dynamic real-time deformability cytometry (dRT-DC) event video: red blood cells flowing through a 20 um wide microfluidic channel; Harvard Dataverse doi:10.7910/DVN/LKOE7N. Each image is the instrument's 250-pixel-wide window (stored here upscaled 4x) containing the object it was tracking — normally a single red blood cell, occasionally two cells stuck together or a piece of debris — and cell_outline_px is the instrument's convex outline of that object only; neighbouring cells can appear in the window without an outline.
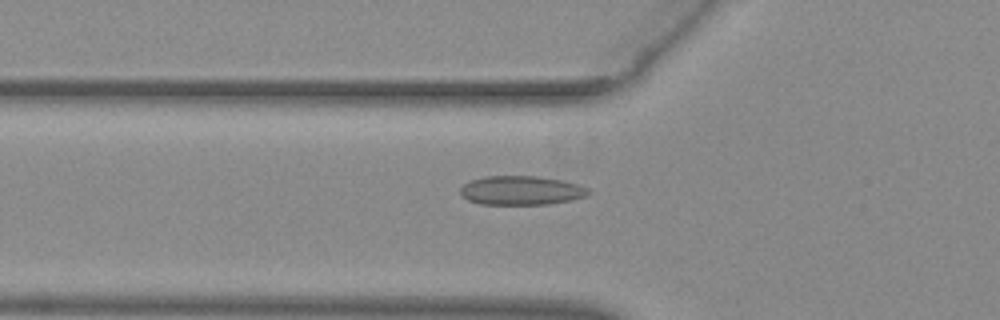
{"species": "common noctule bat (a hibernating species)", "species_latin": "Nyctalus noctula", "temperature_condition": "warm", "stored_images_in_passage": 34, "camera_frame_rate_fps": 3000, "um_per_image_px": 0.085, "animal": {"sex": "female", "body_mass_g": 29.2, "forearm_length_mm": 56.3}, "frame": {"image": 1, "passage_image": 2, "time_ms": 0.333, "image_size_px": [1000, 320], "cell_outline_px": [[592, 192], [588, 196], [572, 200], [548, 204], [480, 204], [468, 200], [460, 196], [460, 188], [464, 184], [472, 180], [484, 176], [536, 176], [560, 180], [580, 184], [588, 188]], "centroid_in_image_um": [44.32, 16.19], "position_along_channel_um": 81.5, "area_um2": 21.85}}
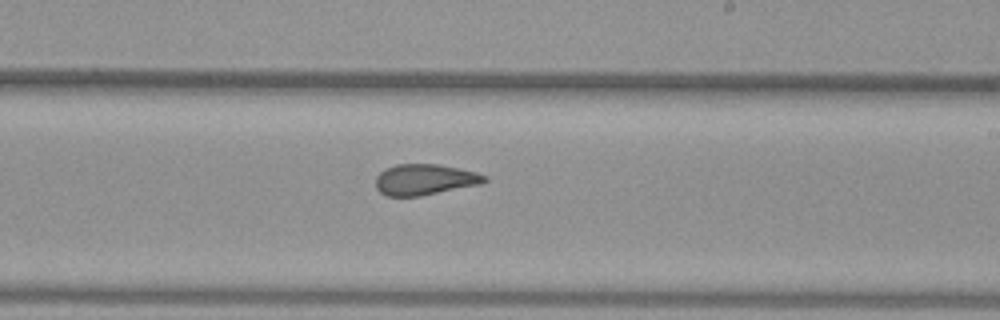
{"frame": {"image": 2, "passage_image": 15, "time_ms": 4.667, "image_size_px": [1000, 320], "cell_outline_px": [[488, 180], [480, 184], [420, 196], [384, 196], [376, 188], [376, 176], [384, 168], [396, 164], [436, 164], [460, 168], [476, 172], [488, 176]], "centroid_in_image_um": [36.09, 15.26], "position_along_channel_um": 252.9, "area_um2": 19.71}}
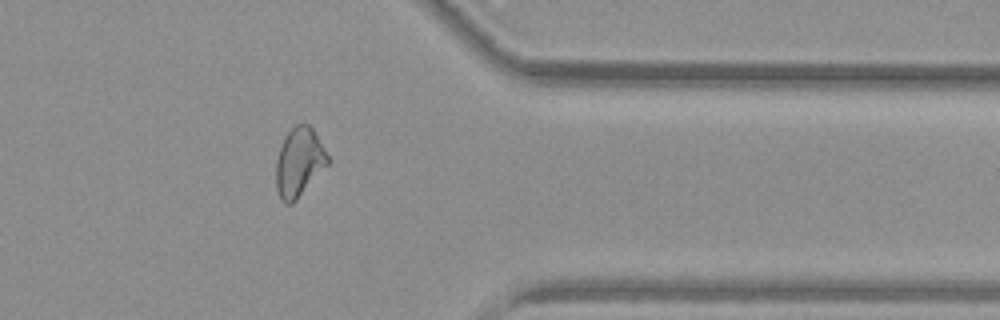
{"frame": {"image": 3, "passage_image": 26, "time_ms": 8.333, "image_size_px": [1000, 320], "cell_outline_px": [[332, 160], [296, 200], [292, 204], [284, 204], [280, 200], [276, 188], [276, 160], [284, 136], [296, 124], [308, 124], [312, 128]], "centroid_in_image_um": [25.43, 13.81], "position_along_channel_um": 386.0, "area_um2": 20.87}, "authors_computed_cell_mechanics": {"area_um2": 20.23, "velocity_mm_per_s": 3.9439, "shape_relaxation_time_tau1_ms": null, "shape_relaxation_time_tau2_ms": 1.7427, "deformation_change_tau1": null, "deformation_change_tau2": 0.0689}}